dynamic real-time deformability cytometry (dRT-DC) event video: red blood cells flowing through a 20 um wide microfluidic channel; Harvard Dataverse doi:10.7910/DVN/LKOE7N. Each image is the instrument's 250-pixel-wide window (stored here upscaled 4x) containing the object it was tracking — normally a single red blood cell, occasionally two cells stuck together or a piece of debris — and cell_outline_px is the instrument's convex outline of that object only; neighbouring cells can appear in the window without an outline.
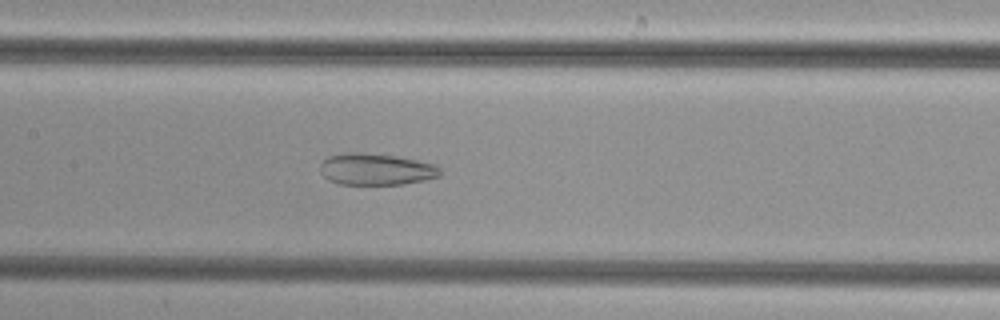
{"species": "common noctule bat (a hibernating species)", "species_latin": "Nyctalus noctula", "temperature_condition": "cold", "stored_images_in_passage": 51, "camera_frame_rate_fps": 3000, "um_per_image_px": 0.085, "animal": {"sex": "female", "body_mass_g": 29.2, "forearm_length_mm": 56.3}, "frame": {"image": 1, "passage_image": 25, "time_ms": 8.0, "image_size_px": [1000, 320], "cell_outline_px": [[440, 176], [424, 180], [404, 184], [340, 184], [328, 180], [320, 172], [320, 164], [328, 156], [344, 152], [360, 152], [396, 156], [416, 160], [432, 164], [440, 168]], "centroid_in_image_um": [31.92, 14.38], "position_along_channel_um": 175.5, "area_um2": 22.08}}
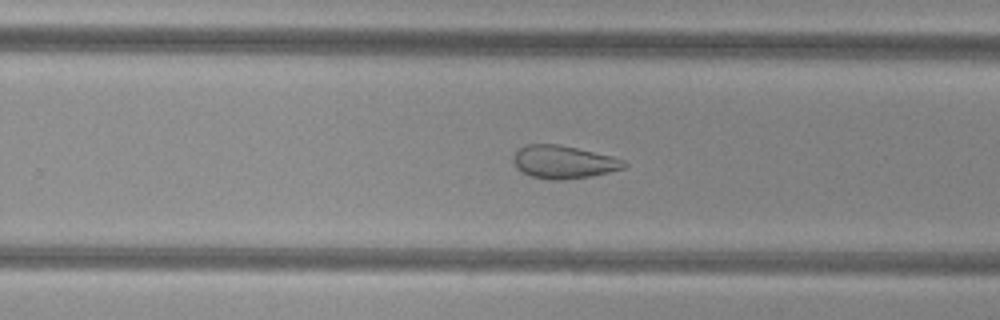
{"frame": {"image": 2, "passage_image": 33, "time_ms": 10.667, "image_size_px": [1000, 320], "cell_outline_px": [[628, 164], [624, 168], [592, 176], [564, 180], [548, 180], [532, 176], [516, 168], [512, 160], [512, 156], [520, 148], [528, 144], [560, 144], [612, 156], [624, 160]], "centroid_in_image_um": [47.9, 13.77], "position_along_channel_um": 281.9, "area_um2": 21.33}}
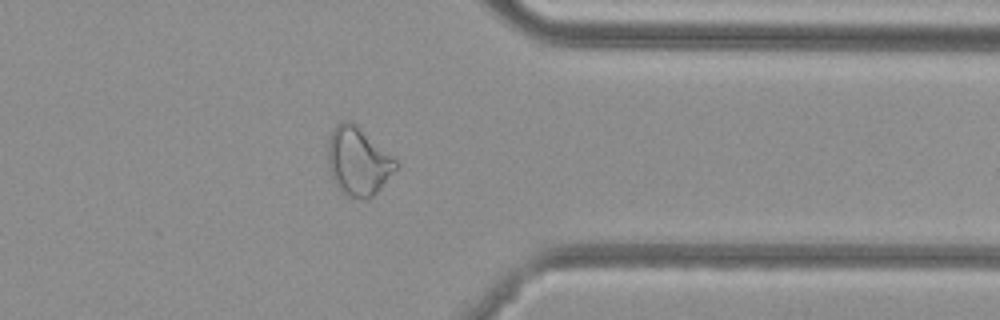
{"frame": {"image": 3, "passage_image": 41, "time_ms": 13.333, "image_size_px": [1000, 320], "cell_outline_px": [[400, 164], [380, 188], [368, 200], [364, 200], [344, 196], [340, 192], [328, 168], [328, 140], [336, 124], [340, 120], [348, 120], [356, 124], [392, 156]], "centroid_in_image_um": [30.42, 13.73], "position_along_channel_um": 381.0, "area_um2": 27.05}}